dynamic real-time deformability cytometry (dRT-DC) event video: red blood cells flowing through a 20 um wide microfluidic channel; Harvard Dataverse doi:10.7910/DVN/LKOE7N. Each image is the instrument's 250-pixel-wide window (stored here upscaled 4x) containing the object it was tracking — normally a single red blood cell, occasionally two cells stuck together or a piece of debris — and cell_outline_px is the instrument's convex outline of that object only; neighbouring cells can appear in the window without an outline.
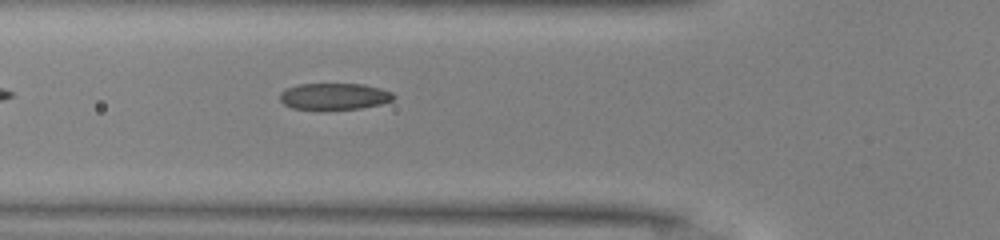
{"species": "common noctule bat (a hibernating species)", "species_latin": "Nyctalus noctula", "temperature_condition": "warm", "stored_images_in_passage": 30, "camera_frame_rate_fps": 3000, "um_per_image_px": 0.085, "animal": {"sex": "male", "body_mass_g": 13.0, "forearm_length_mm": 53.1}, "frame": {"image": 1, "passage_image": 3, "time_ms": 0.667, "image_size_px": [1000, 240], "cell_outline_px": [[396, 96], [392, 100], [380, 104], [360, 108], [320, 112], [292, 108], [284, 104], [280, 100], [280, 92], [284, 88], [296, 84], [364, 84], [380, 88], [392, 92]], "centroid_in_image_um": [28.35, 8.22], "position_along_channel_um": 97.4, "area_um2": 18.32}}
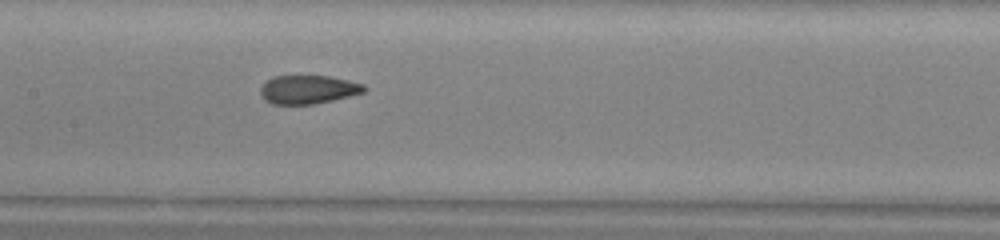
{"frame": {"image": 2, "passage_image": 9, "time_ms": 2.667, "image_size_px": [1000, 240], "cell_outline_px": [[368, 88], [364, 92], [332, 100], [312, 104], [272, 104], [264, 100], [260, 92], [260, 88], [272, 76], [328, 76], [348, 80], [364, 84]], "centroid_in_image_um": [26.19, 7.61], "position_along_channel_um": 181.2, "area_um2": 17.17}}
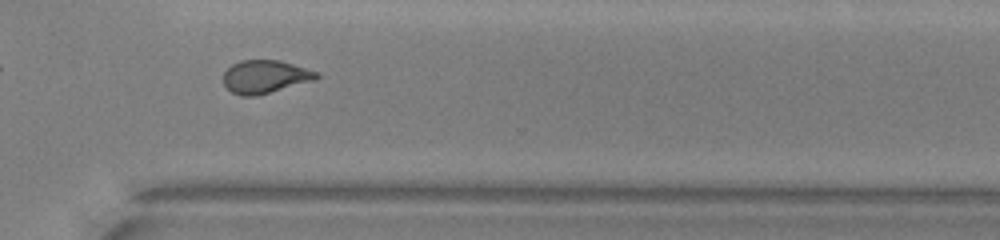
{"frame": {"image": 3, "passage_image": 21, "time_ms": 6.667, "image_size_px": [1000, 240], "cell_outline_px": [[320, 76], [316, 80], [256, 96], [244, 96], [232, 92], [224, 84], [224, 72], [232, 64], [240, 60], [280, 60], [320, 72]], "centroid_in_image_um": [22.58, 6.51], "position_along_channel_um": 348.0, "area_um2": 18.03}}